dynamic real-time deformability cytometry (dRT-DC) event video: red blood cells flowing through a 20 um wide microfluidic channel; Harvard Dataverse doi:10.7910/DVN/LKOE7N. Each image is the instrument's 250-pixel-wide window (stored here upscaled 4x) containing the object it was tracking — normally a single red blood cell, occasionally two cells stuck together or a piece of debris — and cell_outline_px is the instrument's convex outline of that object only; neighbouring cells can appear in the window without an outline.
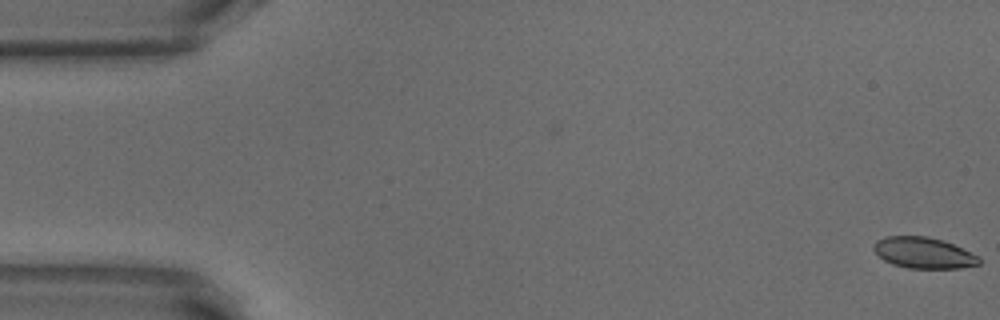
{"species": "common noctule bat (a hibernating species)", "species_latin": "Nyctalus noctula", "temperature_condition": "warm", "stored_images_in_passage": 52, "camera_frame_rate_fps": 3000, "um_per_image_px": 0.085, "animal": {"sex": "male", "body_mass_g": 18.8}, "frame": {"image": 1, "passage_image": 1, "time_ms": 0.0, "image_size_px": [1000, 320], "cell_outline_px": [[980, 264], [960, 268], [908, 268], [892, 264], [884, 260], [872, 248], [872, 244], [876, 240], [884, 236], [928, 236], [952, 244], [980, 256]], "centroid_in_image_um": [78.48, 21.49], "position_along_channel_um": 6.5, "area_um2": 19.07}}
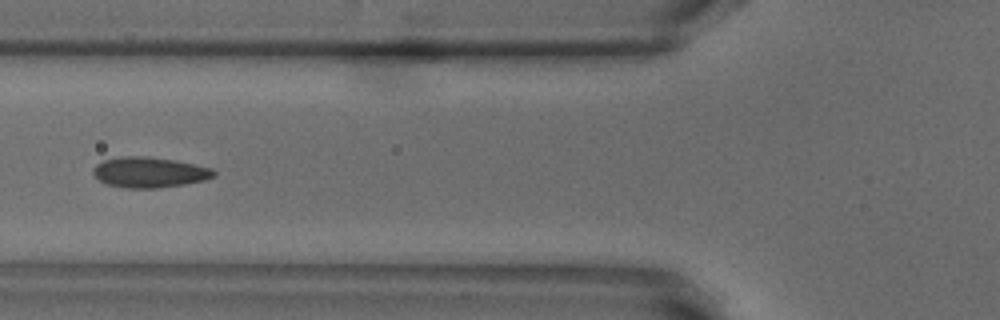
{"frame": {"image": 2, "passage_image": 20, "time_ms": 6.333, "image_size_px": [1000, 320], "cell_outline_px": [[216, 176], [204, 180], [184, 184], [156, 188], [124, 188], [108, 184], [100, 180], [92, 172], [92, 168], [96, 164], [104, 160], [120, 156], [144, 156], [176, 160], [212, 168], [216, 172]], "centroid_in_image_um": [12.7, 14.64], "position_along_channel_um": 113.1, "area_um2": 21.44}}
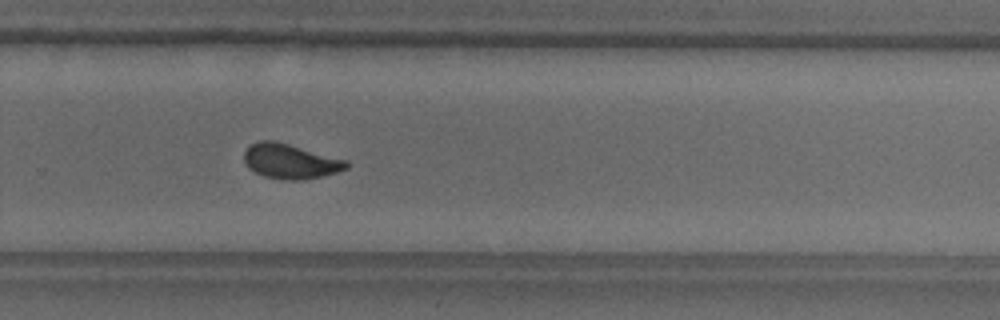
{"frame": {"image": 3, "passage_image": 35, "time_ms": 11.333, "image_size_px": [1000, 320], "cell_outline_px": [[348, 168], [336, 172], [304, 180], [284, 180], [264, 176], [248, 168], [244, 164], [244, 152], [252, 144], [260, 140], [276, 140], [348, 160]], "centroid_in_image_um": [24.67, 13.7], "position_along_channel_um": 305.1, "area_um2": 20.87}, "authors_computed_cell_mechanics": {"area_um2": 20.2589, "velocity_mm_per_s": 3.8465, "shape_relaxation_time_tau1_ms": 4.734, "shape_relaxation_time_tau2_ms": 0.7947, "deformation_change_tau1": 0.1319, "deformation_change_tau2": 0.0581}}